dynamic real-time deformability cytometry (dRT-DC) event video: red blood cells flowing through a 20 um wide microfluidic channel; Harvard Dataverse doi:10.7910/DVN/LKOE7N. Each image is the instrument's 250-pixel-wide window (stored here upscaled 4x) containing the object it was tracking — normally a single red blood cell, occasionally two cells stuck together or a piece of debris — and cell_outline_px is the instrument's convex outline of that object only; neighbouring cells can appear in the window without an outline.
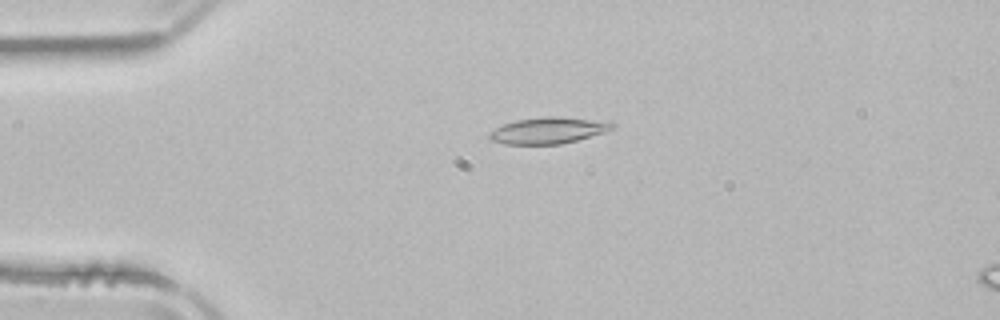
{"species": "common noctule bat (a hibernating species)", "species_latin": "Nyctalus noctula", "temperature_condition": "room temperature", "stored_images_in_passage": 47, "camera_frame_rate_fps": 3000, "um_per_image_px": 0.085, "animal": {"sex": "male", "body_mass_g": 21.5, "forearm_length_mm": 52.0}, "frame": {"image": 1, "passage_image": 7, "time_ms": 2.0, "image_size_px": [1000, 320], "cell_outline_px": [[616, 124], [612, 128], [604, 132], [576, 140], [560, 144], [504, 144], [488, 140], [488, 132], [504, 124], [516, 120], [548, 116], [560, 116], [612, 120]], "centroid_in_image_um": [46.64, 11.07], "position_along_channel_um": 38.4, "area_um2": 19.19}}
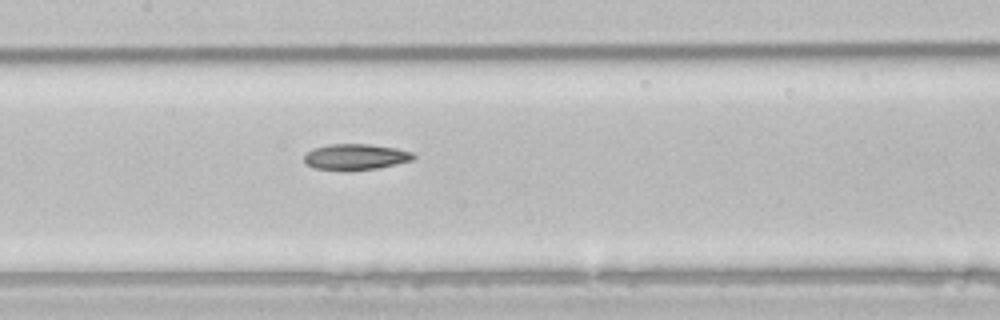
{"frame": {"image": 2, "passage_image": 20, "time_ms": 6.333, "image_size_px": [1000, 320], "cell_outline_px": [[416, 156], [412, 160], [396, 164], [376, 168], [348, 172], [312, 168], [304, 164], [304, 156], [312, 148], [328, 144], [368, 144], [396, 148], [412, 152]], "centroid_in_image_um": [30.17, 13.35], "position_along_channel_um": 177.2, "area_um2": 16.88}}
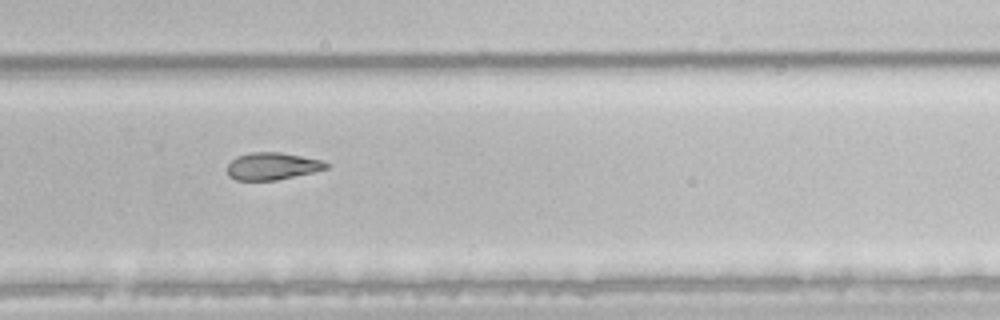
{"frame": {"image": 3, "passage_image": 30, "time_ms": 9.667, "image_size_px": [1000, 320], "cell_outline_px": [[332, 164], [328, 168], [312, 172], [276, 180], [236, 180], [228, 176], [228, 164], [236, 156], [248, 152], [280, 152], [324, 160]], "centroid_in_image_um": [23.17, 14.11], "position_along_channel_um": 306.6, "area_um2": 15.84}, "authors_computed_cell_mechanics": {"area_um2": 17.8602, "velocity_mm_per_s": 3.9079, "shape_relaxation_time_tau1_ms": 6.8035, "shape_relaxation_time_tau2_ms": 9.3926, "deformation_change_tau1": 0.1554, "deformation_change_tau2": 0.1818}}